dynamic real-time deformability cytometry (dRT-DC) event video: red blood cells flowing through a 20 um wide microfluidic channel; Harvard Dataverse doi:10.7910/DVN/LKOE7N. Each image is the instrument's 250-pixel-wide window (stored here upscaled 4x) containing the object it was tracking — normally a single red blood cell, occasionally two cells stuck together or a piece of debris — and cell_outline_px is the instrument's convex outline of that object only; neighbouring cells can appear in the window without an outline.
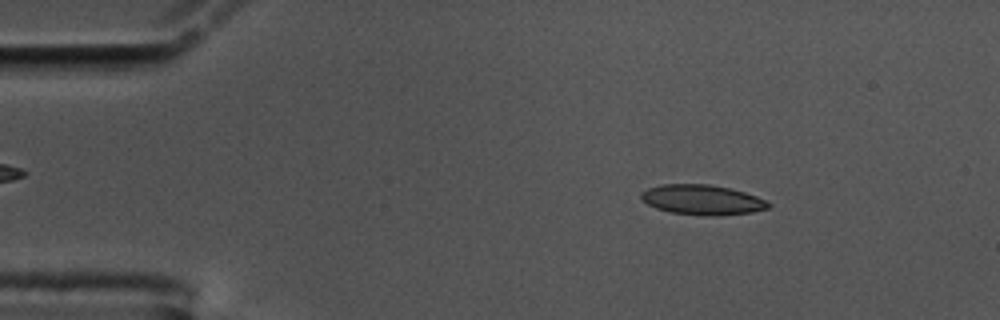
{"species": "common noctule bat (a hibernating species)", "species_latin": "Nyctalus noctula", "temperature_condition": "cold", "stored_images_in_passage": 56, "camera_frame_rate_fps": 3000, "um_per_image_px": 0.085, "animal": {"sex": "male", "body_mass_g": 17.5, "forearm_length_mm": 52.3}, "frame": {"image": 1, "passage_image": 8, "time_ms": 2.333, "image_size_px": [1000, 320], "cell_outline_px": [[772, 204], [768, 208], [752, 212], [720, 216], [704, 216], [672, 212], [656, 208], [648, 204], [640, 196], [640, 192], [648, 188], [660, 184], [708, 184], [728, 188], [744, 192], [756, 196]], "centroid_in_image_um": [59.68, 16.98], "position_along_channel_um": 25.3, "area_um2": 22.2}}
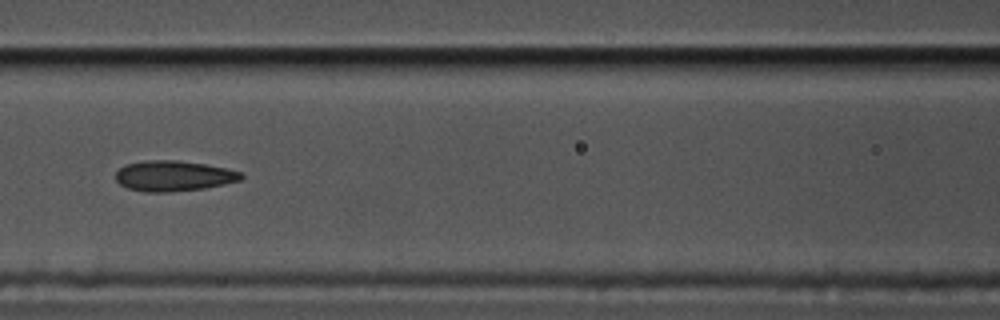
{"frame": {"image": 2, "passage_image": 24, "time_ms": 7.667, "image_size_px": [1000, 320], "cell_outline_px": [[244, 176], [240, 180], [224, 184], [204, 188], [168, 192], [144, 192], [128, 188], [120, 184], [116, 180], [116, 172], [120, 168], [128, 164], [144, 160], [176, 160], [204, 164], [228, 168], [244, 172]], "centroid_in_image_um": [14.78, 14.95], "position_along_channel_um": 151.8, "area_um2": 22.31}}
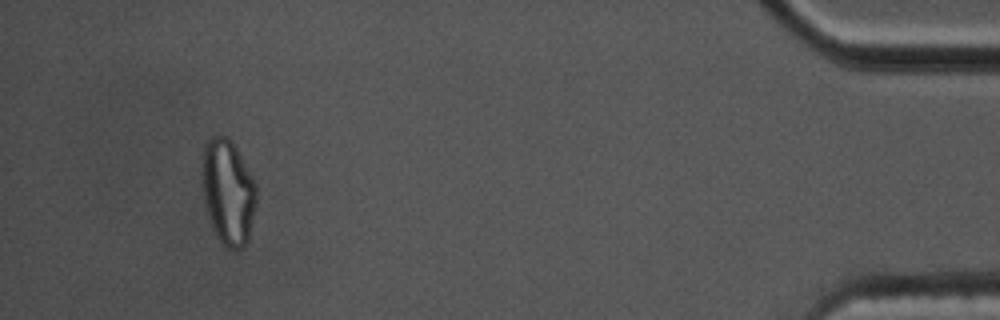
{"frame": {"image": 3, "passage_image": 52, "time_ms": 17.0, "image_size_px": [1000, 320], "cell_outline_px": [[256, 204], [248, 240], [240, 248], [228, 248], [216, 236], [212, 228], [208, 216], [204, 196], [200, 172], [204, 144], [212, 136], [228, 136], [232, 140], [252, 176], [256, 184]], "centroid_in_image_um": [19.36, 16.27], "position_along_channel_um": 415.8, "area_um2": 33.41}, "authors_computed_cell_mechanics": {"area_um2": 22.1952, "velocity_mm_per_s": 3.5673, "shape_relaxation_time_tau1_ms": null, "shape_relaxation_time_tau2_ms": 2.2207, "deformation_change_tau1": null, "deformation_change_tau2": 0.087}}